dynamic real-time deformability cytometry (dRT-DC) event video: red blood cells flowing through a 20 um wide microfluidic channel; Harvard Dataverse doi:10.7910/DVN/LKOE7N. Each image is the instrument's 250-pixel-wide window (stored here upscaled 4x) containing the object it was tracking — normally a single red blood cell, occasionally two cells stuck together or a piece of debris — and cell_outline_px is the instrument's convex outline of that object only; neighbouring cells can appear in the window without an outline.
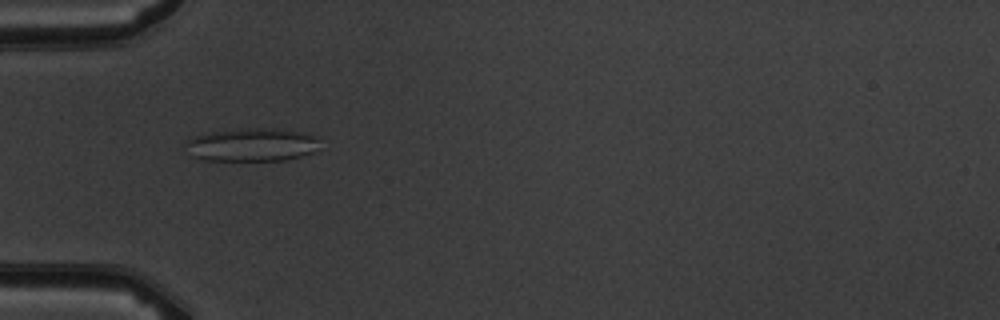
{"species": "common noctule bat (a hibernating species)", "species_latin": "Nyctalus noctula", "temperature_condition": "warm", "stored_images_in_passage": 4, "camera_frame_rate_fps": 3000, "um_per_image_px": 0.085, "animal": {"sex": "male", "body_mass_g": 19.5, "forearm_length_mm": 54.6}, "frame": {"image": 1, "passage_image": 1, "time_ms": 0.0, "image_size_px": [1000, 320], "cell_outline_px": [[320, 136], [312, 152], [300, 156], [284, 160], [200, 160], [192, 156], [184, 144], [192, 136], [212, 132], [248, 128], [276, 128]], "centroid_in_image_um": [21.36, 12.3], "position_along_channel_um": 63.6, "area_um2": 25.72}}
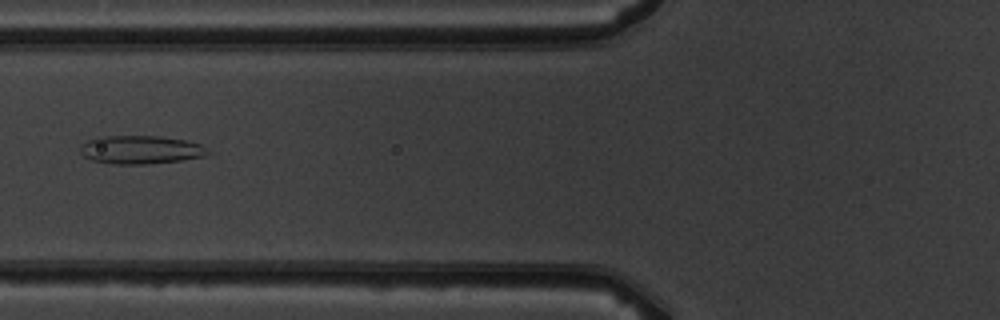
{"frame": {"image": 2, "passage_image": 2, "time_ms": 1.333, "image_size_px": [1000, 320], "cell_outline_px": [[212, 152], [204, 156], [180, 160], [144, 164], [112, 164], [92, 160], [84, 156], [80, 152], [80, 148], [88, 140], [96, 136], [160, 136], [184, 140], [200, 144]], "centroid_in_image_um": [11.94, 12.72], "position_along_channel_um": 113.9, "area_um2": 20.98}}
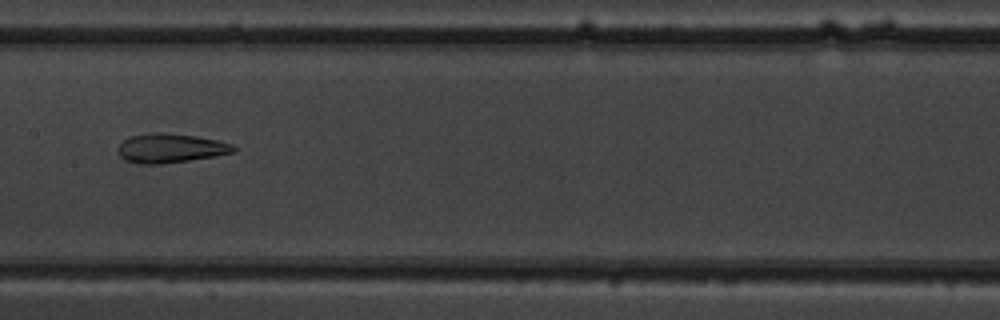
{"frame": {"image": 3, "passage_image": 4, "time_ms": 3.333, "image_size_px": [1000, 320], "cell_outline_px": [[236, 152], [216, 156], [160, 164], [140, 164], [124, 160], [120, 156], [120, 144], [128, 136], [148, 132], [160, 132], [196, 136], [216, 140], [232, 144], [236, 148]], "centroid_in_image_um": [14.49, 12.59], "position_along_channel_um": 192.9, "area_um2": 19.65}}